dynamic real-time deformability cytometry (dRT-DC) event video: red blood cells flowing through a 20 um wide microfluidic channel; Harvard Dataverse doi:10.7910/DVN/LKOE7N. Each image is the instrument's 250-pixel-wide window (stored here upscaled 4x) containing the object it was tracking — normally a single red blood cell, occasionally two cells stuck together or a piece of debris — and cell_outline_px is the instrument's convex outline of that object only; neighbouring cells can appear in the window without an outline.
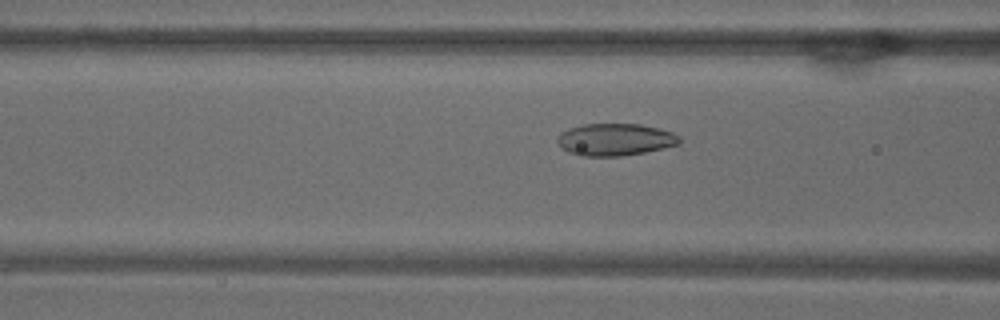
{"species": "common noctule bat (a hibernating species)", "species_latin": "Nyctalus noctula", "temperature_condition": "warm", "stored_images_in_passage": 54, "camera_frame_rate_fps": 3000, "um_per_image_px": 0.085, "animal": {"sex": "male", "body_mass_g": 18.8}, "frame": {"image": 1, "passage_image": 21, "time_ms": 6.667, "image_size_px": [1000, 320], "cell_outline_px": [[680, 144], [664, 148], [644, 152], [620, 156], [584, 156], [568, 152], [556, 140], [560, 132], [568, 128], [584, 124], [640, 124], [660, 128], [672, 132], [680, 136]], "centroid_in_image_um": [52.3, 11.85], "position_along_channel_um": 114.3, "area_um2": 22.89}}
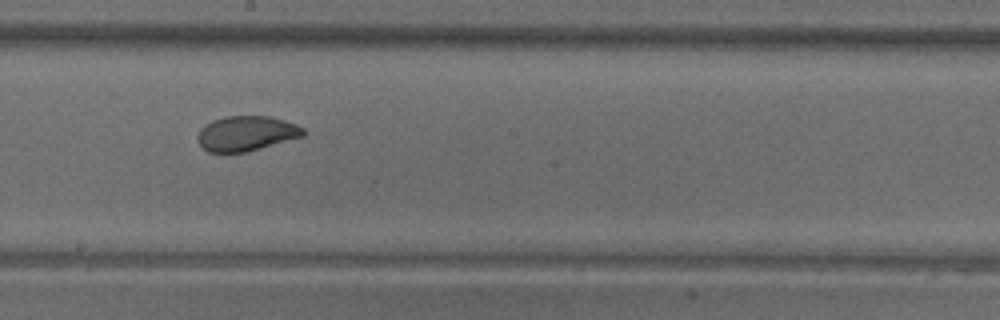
{"frame": {"image": 2, "passage_image": 30, "time_ms": 9.667, "image_size_px": [1000, 320], "cell_outline_px": [[304, 136], [248, 152], [208, 152], [196, 140], [196, 136], [200, 128], [204, 124], [212, 120], [224, 116], [268, 116], [284, 120], [296, 124], [304, 128]], "centroid_in_image_um": [20.91, 11.34], "position_along_channel_um": 227.3, "area_um2": 21.73}}
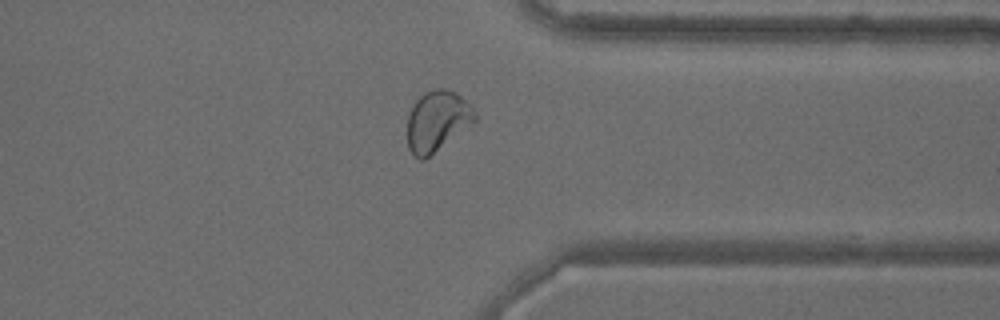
{"frame": {"image": 3, "passage_image": 42, "time_ms": 13.667, "image_size_px": [1000, 320], "cell_outline_px": [[476, 120], [424, 160], [420, 160], [408, 148], [408, 112], [416, 100], [424, 92], [436, 88], [444, 88], [456, 92], [476, 112]], "centroid_in_image_um": [37.13, 10.26], "position_along_channel_um": 374.3, "area_um2": 23.47}, "authors_computed_cell_mechanics": {"area_um2": 24.4783, "velocity_mm_per_s": 3.7609, "shape_relaxation_time_tau1_ms": 4.9351, "shape_relaxation_time_tau2_ms": 0.9074, "deformation_change_tau1": 0.1507, "deformation_change_tau2": 0.0513}}